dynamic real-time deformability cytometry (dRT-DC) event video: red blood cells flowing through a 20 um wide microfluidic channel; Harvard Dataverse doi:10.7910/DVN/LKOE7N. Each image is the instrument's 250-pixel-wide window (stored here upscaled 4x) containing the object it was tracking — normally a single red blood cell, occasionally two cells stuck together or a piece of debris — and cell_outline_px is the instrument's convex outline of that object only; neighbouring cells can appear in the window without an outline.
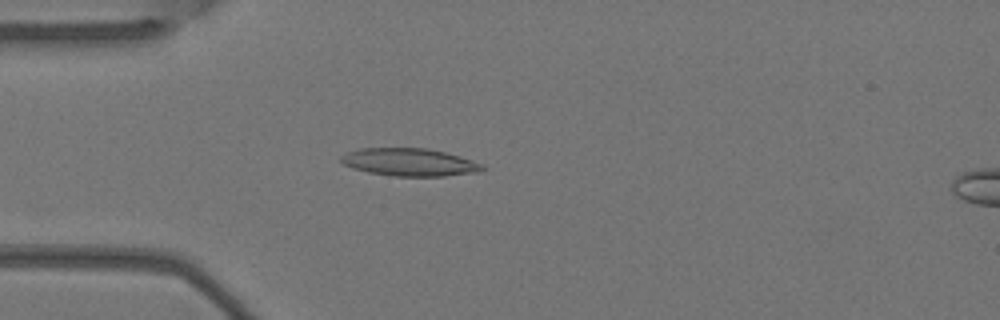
{"species": "Egyptian fruit bat (a non-hibernating species)", "species_latin": "Rousettus aegyptiacus", "temperature_condition": "warm", "stored_images_in_passage": 2, "camera_frame_rate_fps": 3000, "um_per_image_px": 0.085, "animal": {"sex": "female"}, "frame": {"image": 1, "passage_image": 1, "time_ms": 0.0, "image_size_px": [1000, 320], "cell_outline_px": [[484, 168], [476, 172], [444, 176], [396, 176], [368, 172], [352, 168], [344, 164], [340, 160], [340, 156], [348, 152], [360, 148], [428, 148], [460, 156], [484, 164]], "centroid_in_image_um": [34.79, 13.78], "position_along_channel_um": 50.2, "area_um2": 22.72}}